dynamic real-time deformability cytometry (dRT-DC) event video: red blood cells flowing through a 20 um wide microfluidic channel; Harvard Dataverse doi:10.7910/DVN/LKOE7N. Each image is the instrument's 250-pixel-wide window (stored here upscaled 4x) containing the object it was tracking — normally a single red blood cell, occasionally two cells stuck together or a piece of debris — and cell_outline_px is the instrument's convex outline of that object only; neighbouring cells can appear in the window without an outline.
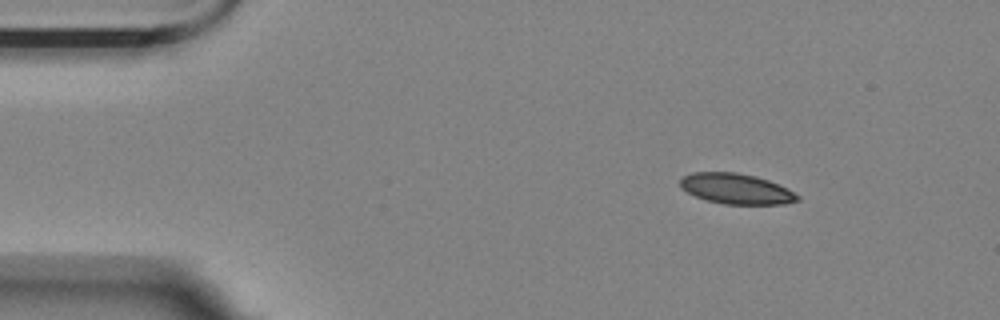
{"species": "Egyptian fruit bat (a non-hibernating species)", "species_latin": "Rousettus aegyptiacus", "temperature_condition": "room temperature", "stored_images_in_passage": 4, "camera_frame_rate_fps": 3000, "um_per_image_px": 0.085, "animal": {"sex": "female"}, "frame": {"image": 1, "passage_image": 2, "time_ms": 0.333, "image_size_px": [1000, 320], "cell_outline_px": [[800, 200], [784, 204], [724, 204], [708, 200], [696, 196], [680, 188], [680, 176], [692, 172], [736, 172], [756, 176], [768, 180], [788, 188], [800, 196]], "centroid_in_image_um": [62.58, 16.04], "position_along_channel_um": 22.4, "area_um2": 20.92}}